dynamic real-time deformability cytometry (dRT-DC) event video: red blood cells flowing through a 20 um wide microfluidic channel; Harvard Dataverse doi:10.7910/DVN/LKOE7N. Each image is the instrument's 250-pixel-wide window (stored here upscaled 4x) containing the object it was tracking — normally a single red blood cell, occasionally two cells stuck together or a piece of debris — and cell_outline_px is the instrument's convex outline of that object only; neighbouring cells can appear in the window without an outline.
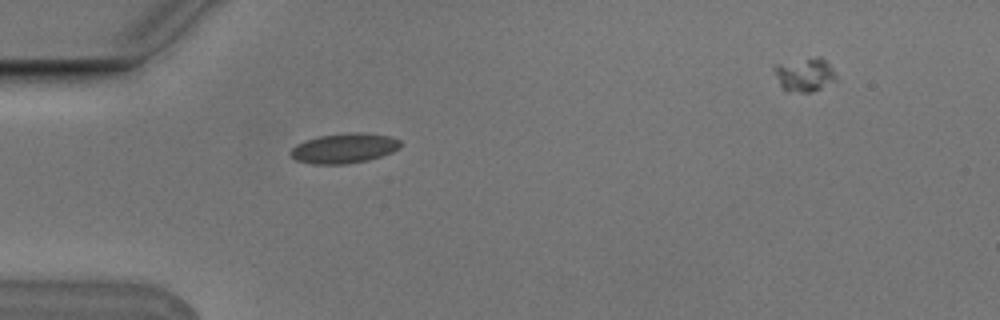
{"species": "Egyptian fruit bat (a non-hibernating species)", "species_latin": "Rousettus aegyptiacus", "temperature_condition": "cold", "stored_images_in_passage": 2, "camera_frame_rate_fps": 3000, "um_per_image_px": 0.085, "animal": {"sex": "male"}, "frame": {"image": 1, "passage_image": 1, "time_ms": 0.0, "image_size_px": [1000, 320], "cell_outline_px": [[400, 148], [392, 152], [368, 160], [344, 164], [312, 164], [296, 160], [288, 152], [296, 144], [304, 140], [320, 136], [352, 132], [360, 132], [388, 136], [400, 140]], "centroid_in_image_um": [29.22, 12.6], "position_along_channel_um": 55.8, "area_um2": 19.07}}